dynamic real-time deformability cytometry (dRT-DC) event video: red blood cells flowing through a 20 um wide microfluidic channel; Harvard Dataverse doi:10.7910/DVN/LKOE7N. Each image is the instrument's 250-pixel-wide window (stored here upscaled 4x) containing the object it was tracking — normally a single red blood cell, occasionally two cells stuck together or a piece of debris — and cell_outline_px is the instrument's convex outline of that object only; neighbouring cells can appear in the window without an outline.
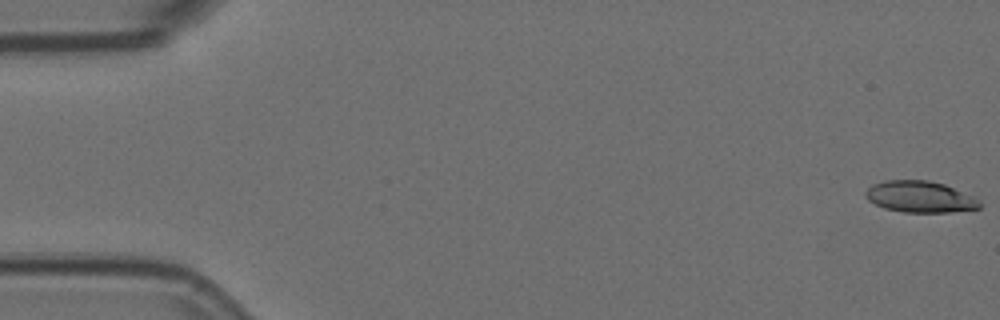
{"species": "Egyptian fruit bat (a non-hibernating species)", "species_latin": "Rousettus aegyptiacus", "temperature_condition": "room temperature", "stored_images_in_passage": 56, "camera_frame_rate_fps": 3000, "um_per_image_px": 0.085, "animal": {"sex": "female"}, "frame": {"image": 1, "passage_image": 1, "time_ms": 0.0, "image_size_px": [1000, 320], "cell_outline_px": [[980, 208], [948, 212], [904, 212], [884, 208], [868, 200], [864, 196], [864, 192], [872, 184], [884, 180], [928, 180], [944, 184], [972, 196], [980, 204]], "centroid_in_image_um": [78.13, 16.72], "position_along_channel_um": 6.9, "area_um2": 20.69}}
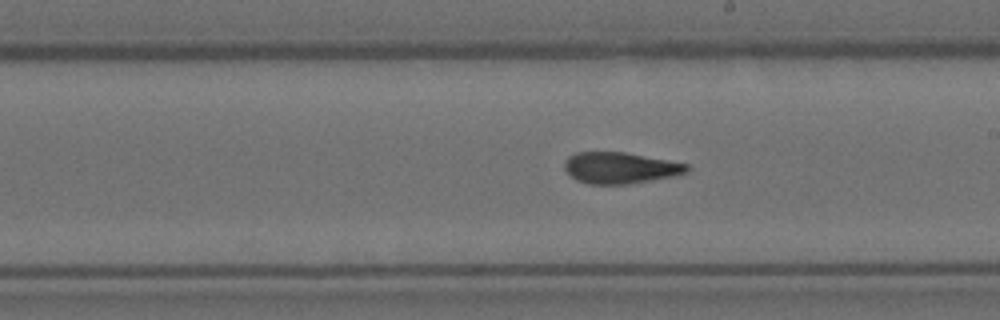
{"frame": {"image": 2, "passage_image": 32, "time_ms": 10.333, "image_size_px": [1000, 320], "cell_outline_px": [[688, 172], [672, 176], [652, 180], [628, 184], [588, 184], [576, 180], [564, 168], [564, 160], [568, 156], [576, 152], [624, 152], [668, 160], [688, 164]], "centroid_in_image_um": [52.68, 14.27], "position_along_channel_um": 236.3, "area_um2": 22.25}}
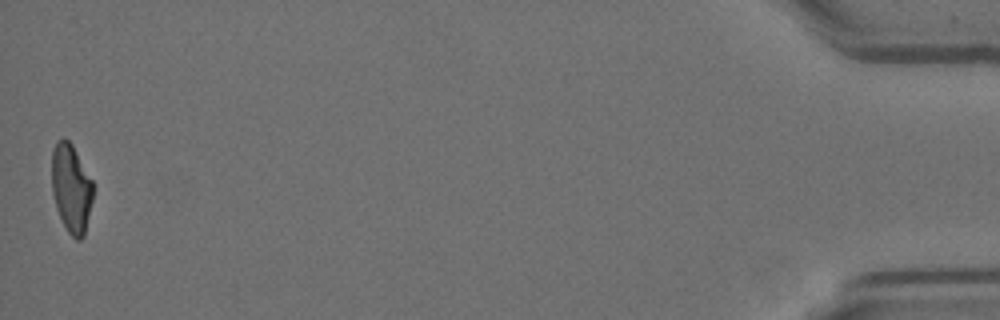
{"frame": {"image": 3, "passage_image": 56, "time_ms": 18.333, "image_size_px": [1000, 320], "cell_outline_px": [[92, 200], [84, 236], [80, 240], [76, 240], [68, 232], [56, 208], [52, 192], [52, 152], [56, 140], [64, 136], [72, 144], [92, 180]], "centroid_in_image_um": [6.04, 15.97], "position_along_channel_um": 429.2, "area_um2": 21.21}, "authors_computed_cell_mechanics": {"area_um2": 22.3975, "velocity_mm_per_s": 3.626, "shape_relaxation_time_tau1_ms": null, "shape_relaxation_time_tau2_ms": 2.7877, "deformation_change_tau1": null, "deformation_change_tau2": 0.1159}}